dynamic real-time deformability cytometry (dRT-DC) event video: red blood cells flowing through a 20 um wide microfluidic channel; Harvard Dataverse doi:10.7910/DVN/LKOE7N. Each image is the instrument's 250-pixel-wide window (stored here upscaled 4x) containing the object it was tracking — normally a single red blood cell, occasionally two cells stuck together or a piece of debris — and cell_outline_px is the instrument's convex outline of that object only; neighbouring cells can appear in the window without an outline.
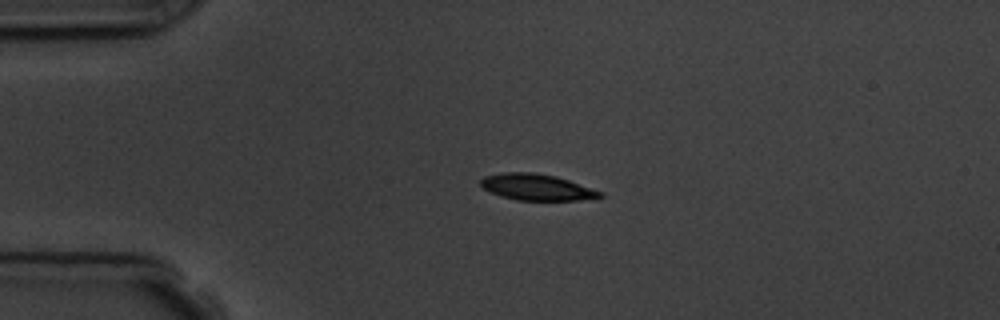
{"species": "common noctule bat (a hibernating species)", "species_latin": "Nyctalus noctula", "temperature_condition": "room temperature", "stored_images_in_passage": 3, "camera_frame_rate_fps": 3000, "um_per_image_px": 0.085, "animal": {"sex": "male", "body_mass_g": 19.5, "forearm_length_mm": 54.6}, "frame": {"image": 1, "passage_image": 2, "time_ms": 1.333, "image_size_px": [1000, 320], "cell_outline_px": [[604, 196], [596, 200], [516, 200], [500, 196], [484, 188], [480, 184], [480, 180], [484, 176], [504, 172], [532, 172], [556, 176], [604, 192]], "centroid_in_image_um": [45.68, 15.92], "position_along_channel_um": 39.3, "area_um2": 18.44}}